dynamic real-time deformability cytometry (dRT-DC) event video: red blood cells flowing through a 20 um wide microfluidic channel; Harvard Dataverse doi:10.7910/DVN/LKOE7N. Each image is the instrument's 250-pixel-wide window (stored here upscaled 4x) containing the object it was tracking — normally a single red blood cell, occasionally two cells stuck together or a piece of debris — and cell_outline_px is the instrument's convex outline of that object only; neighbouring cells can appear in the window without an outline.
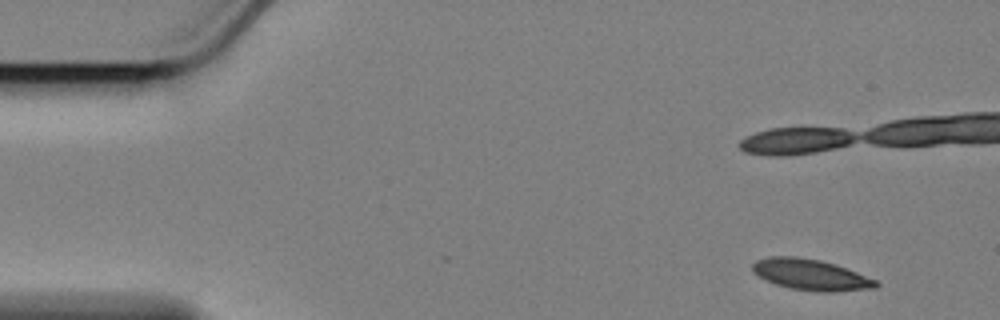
{"species": "Egyptian fruit bat (a non-hibernating species)", "species_latin": "Rousettus aegyptiacus", "temperature_condition": "cold", "stored_images_in_passage": 14, "camera_frame_rate_fps": 3000, "um_per_image_px": 0.085, "animal": {"sex": "female"}, "frame": {"image": 1, "passage_image": 1, "time_ms": 0.0, "image_size_px": [1000, 320], "cell_outline_px": [[880, 284], [876, 288], [836, 292], [816, 292], [788, 288], [776, 284], [752, 272], [752, 264], [756, 260], [768, 256], [796, 256], [820, 260], [836, 264], [876, 280]], "centroid_in_image_um": [68.92, 23.35], "position_along_channel_um": 16.1, "area_um2": 22.43}}